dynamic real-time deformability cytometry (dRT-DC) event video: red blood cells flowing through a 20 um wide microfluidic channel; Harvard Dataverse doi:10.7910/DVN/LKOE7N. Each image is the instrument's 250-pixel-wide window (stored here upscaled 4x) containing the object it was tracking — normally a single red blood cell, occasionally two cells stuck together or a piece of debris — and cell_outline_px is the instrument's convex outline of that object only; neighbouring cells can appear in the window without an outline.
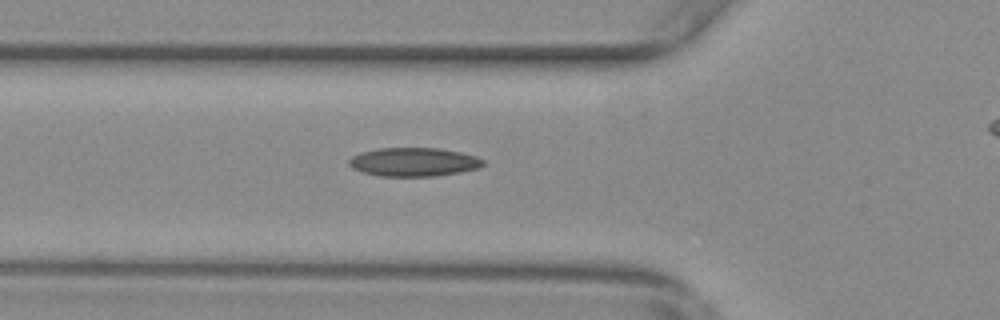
{"species": "common noctule bat (a hibernating species)", "species_latin": "Nyctalus noctula", "temperature_condition": "warm", "stored_images_in_passage": 4, "camera_frame_rate_fps": 3000, "um_per_image_px": 0.085, "animal": {"sex": "female", "body_mass_g": 29.2, "forearm_length_mm": 56.3}, "frame": {"image": 1, "passage_image": 2, "time_ms": 0.333, "image_size_px": [1000, 320], "cell_outline_px": [[484, 164], [480, 168], [460, 172], [436, 176], [380, 176], [360, 172], [352, 168], [348, 164], [348, 160], [352, 156], [360, 152], [380, 148], [440, 148], [460, 152], [476, 156], [484, 160]], "centroid_in_image_um": [35.15, 13.77], "position_along_channel_um": 90.6, "area_um2": 22.6}}